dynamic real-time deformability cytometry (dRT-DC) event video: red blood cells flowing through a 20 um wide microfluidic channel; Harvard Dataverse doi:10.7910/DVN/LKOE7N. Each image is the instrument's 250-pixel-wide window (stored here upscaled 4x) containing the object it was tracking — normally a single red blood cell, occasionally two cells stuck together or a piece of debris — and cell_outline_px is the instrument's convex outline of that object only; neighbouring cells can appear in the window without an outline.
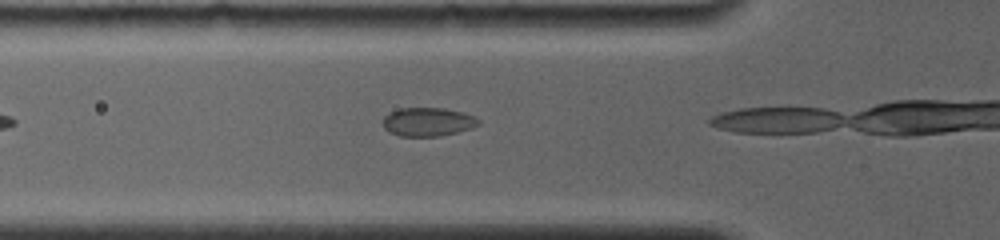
{"species": "common noctule bat (a hibernating species)", "species_latin": "Nyctalus noctula", "temperature_condition": "room temperature", "stored_images_in_passage": 3, "camera_frame_rate_fps": 4000, "um_per_image_px": 0.085, "animal": {"sex": "female", "body_mass_g": 19.0, "forearm_length_mm": 56.7}, "frame": {"image": 1, "passage_image": 2, "time_ms": 0.5, "image_size_px": [1000, 240], "cell_outline_px": [[480, 124], [472, 128], [440, 136], [400, 136], [388, 132], [384, 128], [380, 120], [388, 112], [400, 108], [444, 108], [464, 112], [480, 120]], "centroid_in_image_um": [36.32, 10.35], "position_along_channel_um": 89.5, "area_um2": 16.18}}